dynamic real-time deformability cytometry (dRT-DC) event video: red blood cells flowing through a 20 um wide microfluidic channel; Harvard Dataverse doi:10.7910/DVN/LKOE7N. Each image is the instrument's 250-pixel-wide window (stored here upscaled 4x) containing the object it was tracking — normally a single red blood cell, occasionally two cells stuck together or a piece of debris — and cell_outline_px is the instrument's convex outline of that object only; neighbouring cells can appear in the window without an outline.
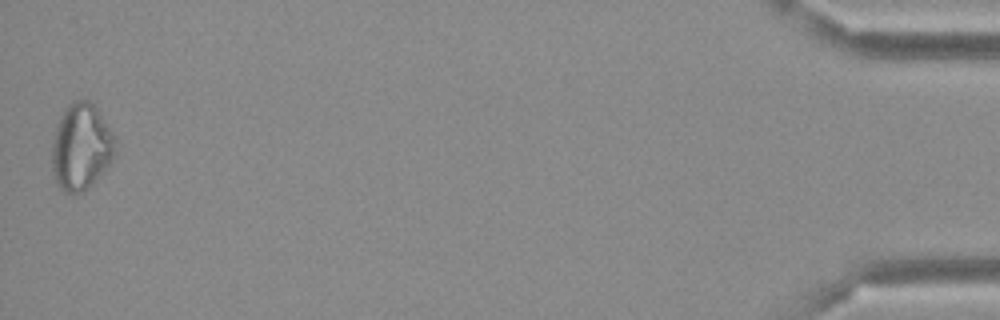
{"species": "Egyptian fruit bat (a non-hibernating species)", "species_latin": "Rousettus aegyptiacus", "temperature_condition": "cold", "stored_images_in_passage": 47, "camera_frame_rate_fps": 3000, "um_per_image_px": 0.085, "frame": {"image": 1, "passage_image": 47, "time_ms": 15.333, "image_size_px": [1000, 320], "cell_outline_px": [[116, 152], [108, 164], [88, 188], [84, 192], [64, 192], [56, 184], [52, 172], [52, 144], [56, 128], [60, 116], [68, 104], [72, 100], [88, 100], [96, 108], [116, 136]], "centroid_in_image_um": [6.89, 12.47], "position_along_channel_um": 428.3, "area_um2": 31.85}}